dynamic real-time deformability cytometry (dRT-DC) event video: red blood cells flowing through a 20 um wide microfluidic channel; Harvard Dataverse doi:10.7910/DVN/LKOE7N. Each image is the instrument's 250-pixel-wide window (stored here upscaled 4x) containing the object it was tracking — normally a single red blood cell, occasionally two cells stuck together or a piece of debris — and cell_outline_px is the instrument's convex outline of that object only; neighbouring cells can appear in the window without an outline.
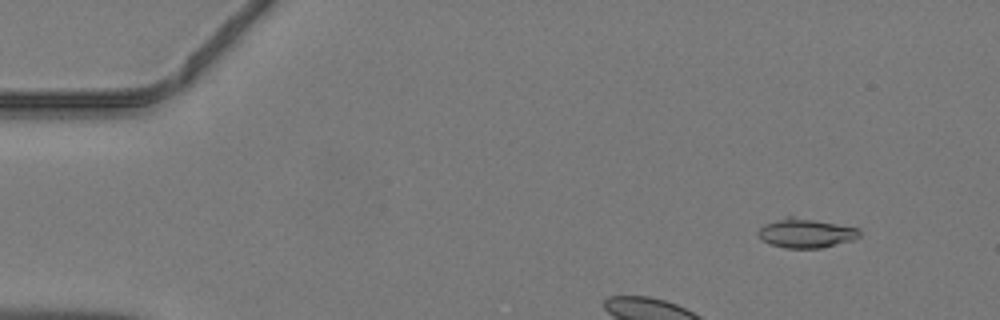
{"species": "common noctule bat (a hibernating species)", "species_latin": "Nyctalus noctula", "temperature_condition": "warm", "stored_images_in_passage": 44, "camera_frame_rate_fps": 3000, "um_per_image_px": 0.085, "animal": {"sex": "male", "body_mass_g": 19.2, "forearm_length_mm": 51.8}, "frame": {"image": 1, "passage_image": 5, "time_ms": 1.333, "image_size_px": [1000, 320], "cell_outline_px": [[860, 236], [852, 240], [820, 248], [788, 248], [772, 244], [764, 240], [756, 232], [764, 224], [788, 216], [792, 216], [860, 228]], "centroid_in_image_um": [68.52, 19.81], "position_along_channel_um": 16.5, "area_um2": 16.94}}
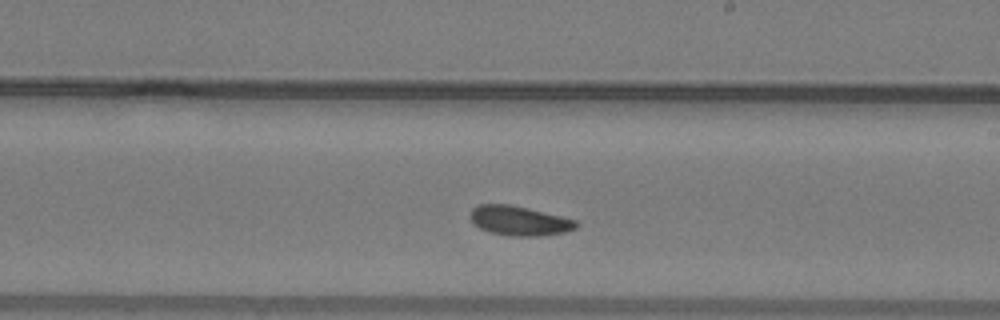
{"frame": {"image": 2, "passage_image": 24, "time_ms": 7.667, "image_size_px": [1000, 320], "cell_outline_px": [[580, 224], [576, 228], [564, 232], [536, 236], [508, 236], [492, 232], [480, 228], [468, 216], [472, 208], [476, 204], [508, 204], [528, 208], [576, 220]], "centroid_in_image_um": [44.12, 18.75], "position_along_channel_um": 244.9, "area_um2": 18.15}}
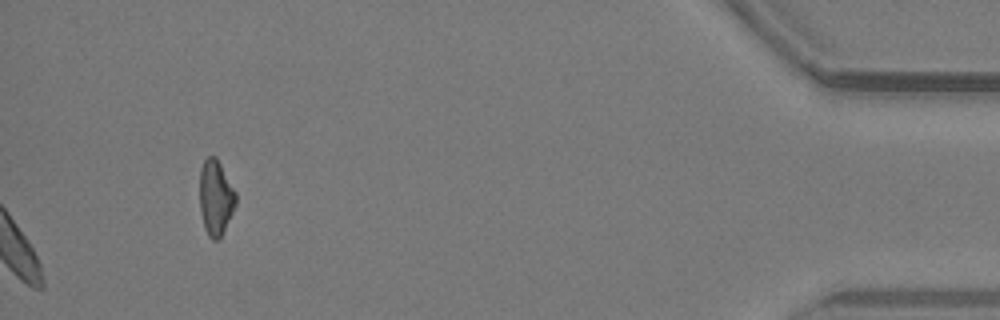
{"frame": {"image": 3, "passage_image": 44, "time_ms": 14.333, "image_size_px": [1000, 320], "cell_outline_px": [[236, 204], [220, 240], [212, 240], [208, 236], [204, 228], [200, 212], [200, 168], [204, 160], [208, 156], [216, 156], [236, 192]], "centroid_in_image_um": [18.33, 16.82], "position_along_channel_um": 416.9, "area_um2": 16.01}}